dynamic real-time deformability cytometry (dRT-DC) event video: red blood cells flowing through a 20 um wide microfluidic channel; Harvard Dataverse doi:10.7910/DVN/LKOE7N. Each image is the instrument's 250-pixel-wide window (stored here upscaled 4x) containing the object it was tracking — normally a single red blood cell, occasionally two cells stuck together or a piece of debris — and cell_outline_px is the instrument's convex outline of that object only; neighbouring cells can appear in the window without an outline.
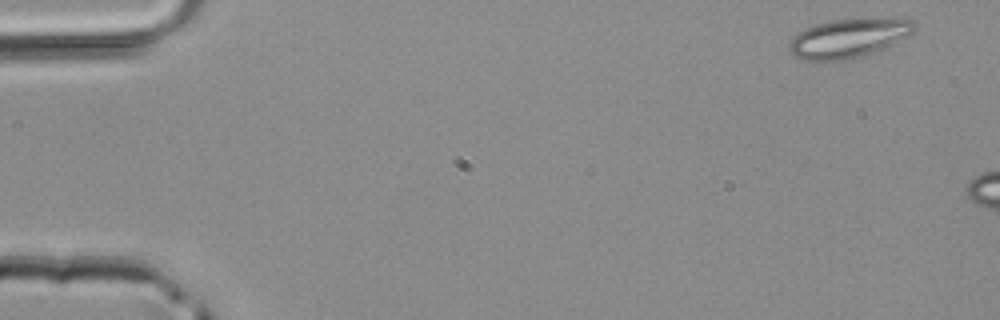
{"species": "common noctule bat (a hibernating species)", "species_latin": "Nyctalus noctula", "temperature_condition": "room temperature", "stored_images_in_passage": 3, "camera_frame_rate_fps": 3000, "um_per_image_px": 0.085, "animal": {"sex": "male", "body_mass_g": 20.4}, "frame": {"image": 1, "passage_image": 3, "time_ms": 0.667, "image_size_px": [1000, 320], "cell_outline_px": [[916, 28], [912, 32], [876, 52], [840, 60], [808, 60], [796, 56], [788, 52], [788, 44], [792, 36], [804, 28], [816, 24], [832, 20], [916, 20]], "centroid_in_image_um": [72.03, 3.26], "position_along_channel_um": 13.0, "area_um2": 27.51}}